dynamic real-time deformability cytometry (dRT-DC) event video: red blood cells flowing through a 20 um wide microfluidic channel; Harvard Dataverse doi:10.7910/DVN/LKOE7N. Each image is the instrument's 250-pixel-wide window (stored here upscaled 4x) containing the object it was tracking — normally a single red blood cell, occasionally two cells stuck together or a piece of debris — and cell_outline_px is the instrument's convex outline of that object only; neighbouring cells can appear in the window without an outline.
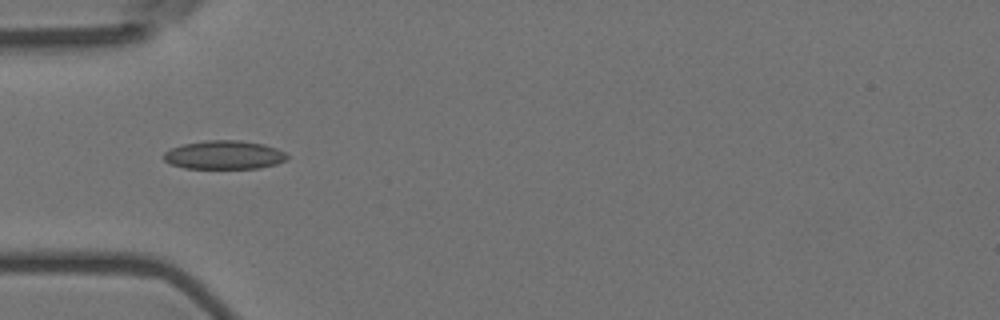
{"species": "Egyptian fruit bat (a non-hibernating species)", "species_latin": "Rousettus aegyptiacus", "temperature_condition": "room temperature", "stored_images_in_passage": 14, "camera_frame_rate_fps": 3000, "um_per_image_px": 0.085, "animal": {"sex": "female"}, "frame": {"image": 1, "passage_image": 5, "time_ms": 1.333, "image_size_px": [1000, 320], "cell_outline_px": [[288, 160], [276, 164], [260, 168], [184, 168], [172, 164], [164, 160], [164, 152], [172, 148], [184, 144], [208, 140], [236, 140], [264, 144], [276, 148], [284, 152], [288, 156]], "centroid_in_image_um": [19.08, 13.17], "position_along_channel_um": 65.9, "area_um2": 20.46}}
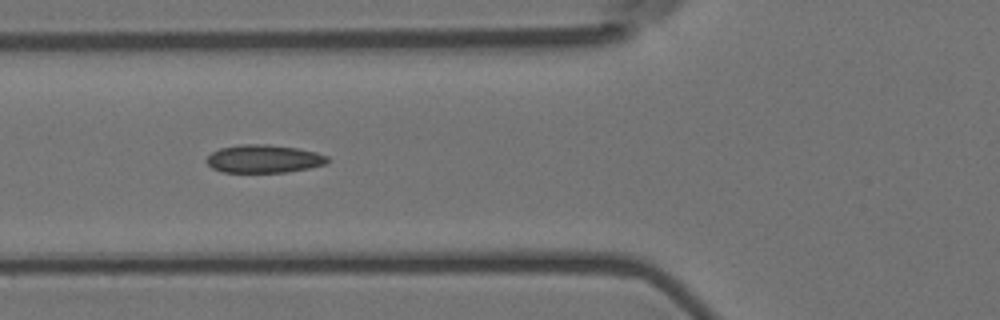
{"frame": {"image": 2, "passage_image": 8, "time_ms": 2.333, "image_size_px": [1000, 320], "cell_outline_px": [[328, 160], [324, 164], [308, 168], [288, 172], [220, 172], [212, 168], [204, 160], [212, 152], [220, 148], [240, 144], [268, 144], [296, 148], [316, 152], [328, 156]], "centroid_in_image_um": [22.38, 13.5], "position_along_channel_um": 103.4, "area_um2": 19.77}}